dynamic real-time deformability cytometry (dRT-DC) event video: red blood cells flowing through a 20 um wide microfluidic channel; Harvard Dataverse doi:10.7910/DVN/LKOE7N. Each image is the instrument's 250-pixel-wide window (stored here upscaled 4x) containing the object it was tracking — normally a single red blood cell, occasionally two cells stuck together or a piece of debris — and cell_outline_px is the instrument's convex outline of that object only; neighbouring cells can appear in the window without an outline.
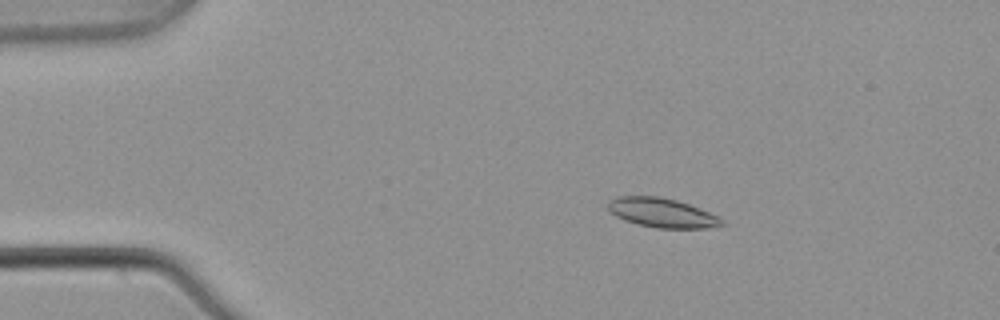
{"species": "common noctule bat (a hibernating species)", "species_latin": "Nyctalus noctula", "temperature_condition": "warm", "stored_images_in_passage": 5, "camera_frame_rate_fps": 3000, "um_per_image_px": 0.085, "animal": {"sex": "male", "body_mass_g": 21.5, "forearm_length_mm": 52.0}, "frame": {"image": 1, "passage_image": 3, "time_ms": 0.667, "image_size_px": [1000, 320], "cell_outline_px": [[724, 224], [708, 228], [656, 228], [624, 220], [616, 216], [608, 208], [608, 200], [616, 196], [660, 196], [676, 200], [700, 208], [724, 220]], "centroid_in_image_um": [56.25, 18.08], "position_along_channel_um": 28.8, "area_um2": 19.31}}
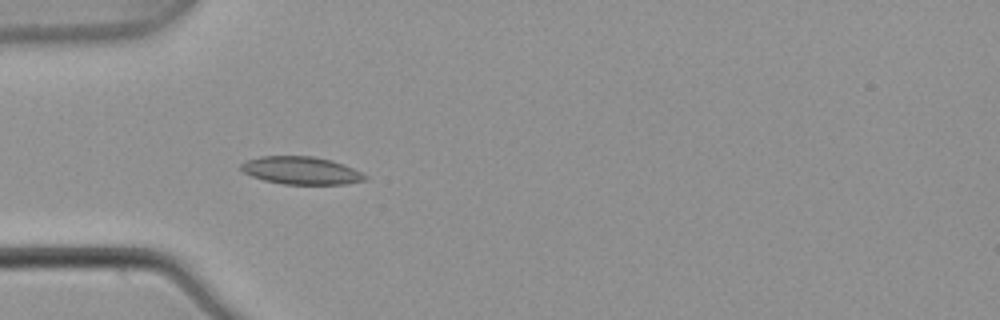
{"frame": {"image": 2, "passage_image": 5, "time_ms": 1.333, "image_size_px": [1000, 320], "cell_outline_px": [[368, 180], [348, 184], [284, 184], [264, 180], [252, 176], [244, 172], [240, 168], [240, 164], [248, 160], [260, 156], [312, 156], [332, 160], [344, 164], [368, 176]], "centroid_in_image_um": [25.63, 14.49], "position_along_channel_um": 59.4, "area_um2": 20.06}}